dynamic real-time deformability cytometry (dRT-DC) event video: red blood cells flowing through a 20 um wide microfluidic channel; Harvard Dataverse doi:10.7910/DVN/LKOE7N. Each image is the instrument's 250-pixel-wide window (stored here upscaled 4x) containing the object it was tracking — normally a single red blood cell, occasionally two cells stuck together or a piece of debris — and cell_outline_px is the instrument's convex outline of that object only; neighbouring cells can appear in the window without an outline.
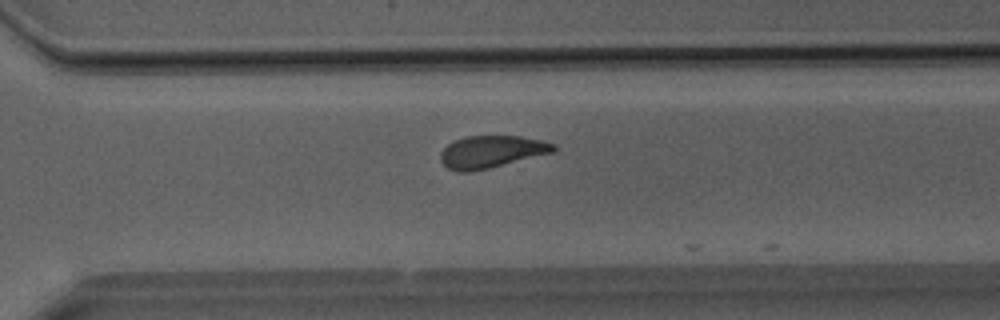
{"species": "Egyptian fruit bat (a non-hibernating species)", "species_latin": "Rousettus aegyptiacus", "temperature_condition": "room temperature", "stored_images_in_passage": 30, "camera_frame_rate_fps": 3000, "um_per_image_px": 0.085, "animal": {"sex": "male"}, "frame": {"image": 1, "passage_image": 25, "time_ms": 8.0, "image_size_px": [1000, 320], "cell_outline_px": [[556, 152], [488, 168], [468, 172], [460, 172], [448, 168], [440, 160], [440, 152], [448, 144], [456, 140], [468, 136], [520, 136], [540, 140], [556, 144]], "centroid_in_image_um": [41.8, 12.9], "position_along_channel_um": 328.8, "area_um2": 21.15}}